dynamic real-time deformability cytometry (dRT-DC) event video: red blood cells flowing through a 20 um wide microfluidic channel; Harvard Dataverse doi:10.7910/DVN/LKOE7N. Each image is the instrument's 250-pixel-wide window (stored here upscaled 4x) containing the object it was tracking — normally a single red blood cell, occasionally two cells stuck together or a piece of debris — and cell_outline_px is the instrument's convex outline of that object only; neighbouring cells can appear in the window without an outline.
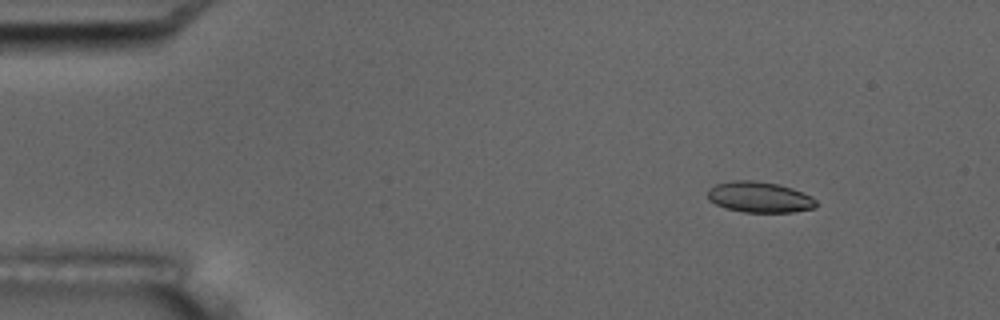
{"species": "common noctule bat (a hibernating species)", "species_latin": "Nyctalus noctula", "temperature_condition": "room temperature", "stored_images_in_passage": 5, "camera_frame_rate_fps": 3000, "um_per_image_px": 0.085, "animal": {"sex": "male", "body_mass_g": 17.5, "forearm_length_mm": 52.3}, "frame": {"image": 1, "passage_image": 2, "time_ms": 1.333, "image_size_px": [1000, 320], "cell_outline_px": [[816, 208], [792, 212], [744, 212], [724, 208], [708, 200], [708, 188], [716, 184], [732, 180], [756, 180], [776, 184], [792, 188], [812, 196], [816, 200]], "centroid_in_image_um": [64.54, 16.75], "position_along_channel_um": 20.5, "area_um2": 19.59}}